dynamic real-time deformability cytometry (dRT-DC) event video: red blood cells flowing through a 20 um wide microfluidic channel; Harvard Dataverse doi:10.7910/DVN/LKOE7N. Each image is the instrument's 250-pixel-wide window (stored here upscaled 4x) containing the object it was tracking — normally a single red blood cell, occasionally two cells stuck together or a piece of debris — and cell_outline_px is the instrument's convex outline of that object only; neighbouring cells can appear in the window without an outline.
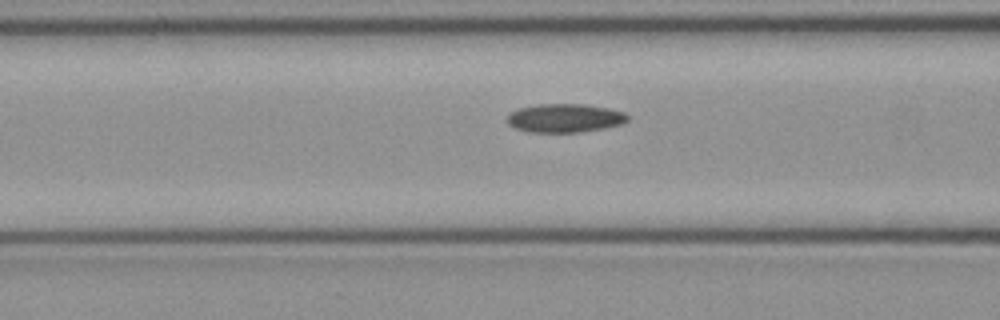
{"species": "common noctule bat (a hibernating species)", "species_latin": "Nyctalus noctula", "temperature_condition": "cold", "stored_images_in_passage": 8, "camera_frame_rate_fps": 3000, "um_per_image_px": 0.085, "animal": {"sex": "female", "body_mass_g": 21.9}, "frame": {"image": 1, "passage_image": 6, "time_ms": 1.667, "image_size_px": [1000, 320], "cell_outline_px": [[628, 120], [620, 124], [604, 128], [580, 132], [528, 132], [512, 128], [504, 120], [512, 112], [520, 108], [536, 104], [584, 104], [608, 108], [624, 112], [628, 116]], "centroid_in_image_um": [47.96, 10.04], "position_along_channel_um": 118.6, "area_um2": 20.17}}